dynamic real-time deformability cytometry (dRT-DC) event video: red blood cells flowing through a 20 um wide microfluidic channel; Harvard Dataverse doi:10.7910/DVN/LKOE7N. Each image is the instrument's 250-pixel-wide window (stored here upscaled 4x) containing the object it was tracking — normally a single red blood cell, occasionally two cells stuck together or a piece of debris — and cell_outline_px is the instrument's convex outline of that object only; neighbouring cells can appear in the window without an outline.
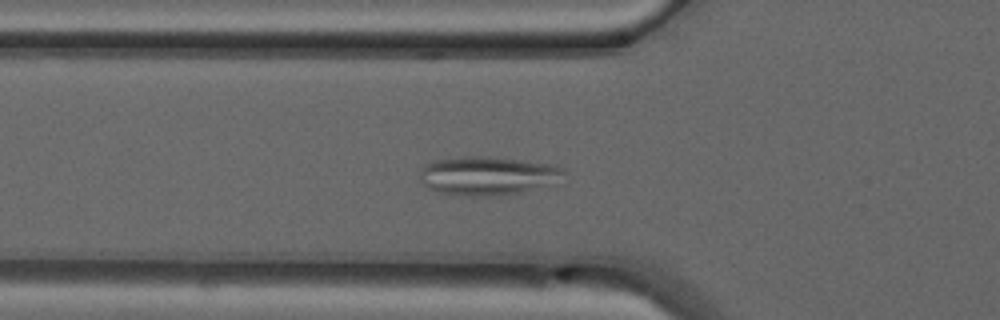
{"species": "common noctule bat (a hibernating species)", "species_latin": "Nyctalus noctula", "temperature_condition": "warm", "stored_images_in_passage": 50, "camera_frame_rate_fps": 3000, "um_per_image_px": 0.085, "animal": {"sex": "male", "forearm_length_mm": 52.5}, "frame": {"image": 1, "passage_image": 17, "time_ms": 5.333, "image_size_px": [1000, 320], "cell_outline_px": [[564, 172], [556, 184], [520, 192], [492, 196], [468, 196], [440, 192], [428, 188], [420, 180], [420, 168], [424, 164], [436, 160], [464, 156], [484, 156], [548, 164], [564, 168]], "centroid_in_image_um": [41.42, 14.94], "position_along_channel_um": 84.4, "area_um2": 32.25}}
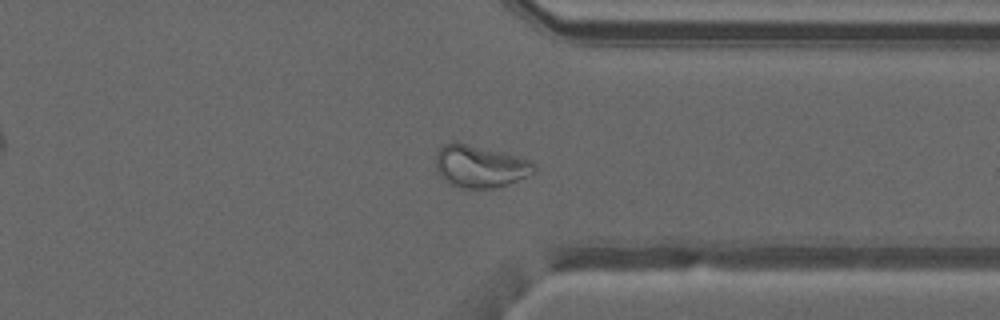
{"frame": {"image": 2, "passage_image": 38, "time_ms": 12.333, "image_size_px": [1000, 320], "cell_outline_px": [[536, 172], [516, 180], [492, 188], [464, 188], [448, 184], [440, 176], [436, 168], [436, 152], [444, 144], [452, 140], [456, 140], [520, 156], [536, 164]], "centroid_in_image_um": [40.77, 14.1], "position_along_channel_um": 370.6, "area_um2": 24.51}}
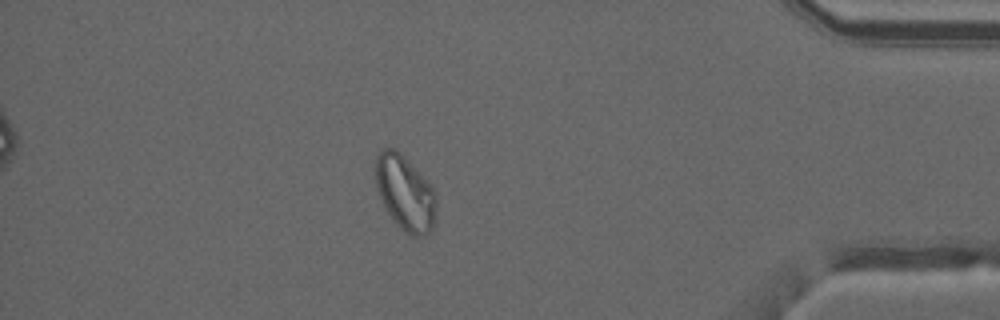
{"frame": {"image": 3, "passage_image": 43, "time_ms": 14.0, "image_size_px": [1000, 320], "cell_outline_px": [[436, 224], [424, 236], [412, 236], [404, 232], [396, 224], [388, 212], [376, 188], [372, 168], [376, 156], [384, 148], [396, 148], [432, 184], [436, 192]], "centroid_in_image_um": [34.43, 16.38], "position_along_channel_um": 400.8, "area_um2": 27.28}}